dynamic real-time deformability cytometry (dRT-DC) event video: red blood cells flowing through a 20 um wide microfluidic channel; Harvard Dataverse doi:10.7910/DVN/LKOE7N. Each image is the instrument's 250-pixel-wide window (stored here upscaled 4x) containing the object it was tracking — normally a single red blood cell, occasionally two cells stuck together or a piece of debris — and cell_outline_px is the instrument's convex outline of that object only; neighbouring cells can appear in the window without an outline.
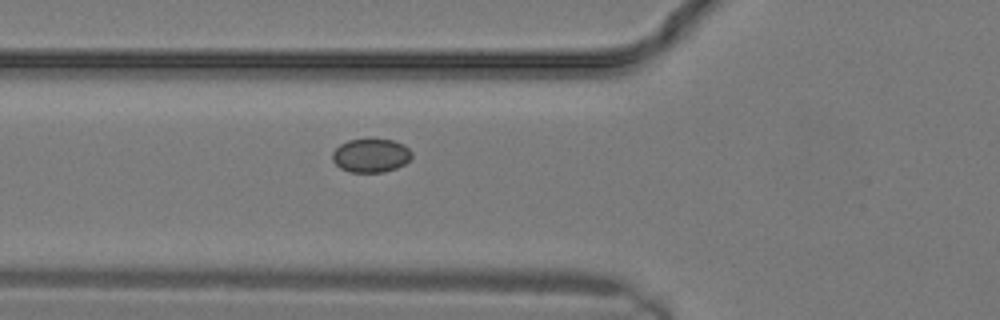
{"species": "common noctule bat (a hibernating species)", "species_latin": "Nyctalus noctula", "temperature_condition": "warm", "stored_images_in_passage": 10, "camera_frame_rate_fps": 3000, "um_per_image_px": 0.085, "animal": {"sex": "male", "body_mass_g": 19.2, "forearm_length_mm": 51.8}, "frame": {"image": 1, "passage_image": 2, "time_ms": 0.333, "image_size_px": [1000, 320], "cell_outline_px": [[412, 156], [404, 164], [396, 168], [384, 172], [352, 172], [340, 168], [332, 160], [332, 152], [340, 144], [348, 140], [368, 136], [392, 140], [404, 144], [412, 152]], "centroid_in_image_um": [31.51, 13.17], "position_along_channel_um": 94.3, "area_um2": 16.07}}
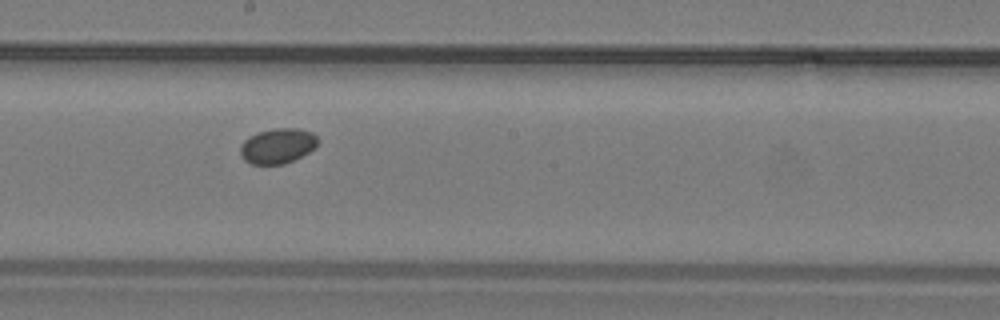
{"frame": {"image": 2, "passage_image": 7, "time_ms": 2.0, "image_size_px": [1000, 320], "cell_outline_px": [[320, 140], [316, 148], [284, 164], [252, 164], [244, 160], [240, 156], [240, 144], [248, 136], [256, 132], [272, 128], [296, 128], [312, 132]], "centroid_in_image_um": [23.58, 12.38], "position_along_channel_um": 224.6, "area_um2": 16.13}}
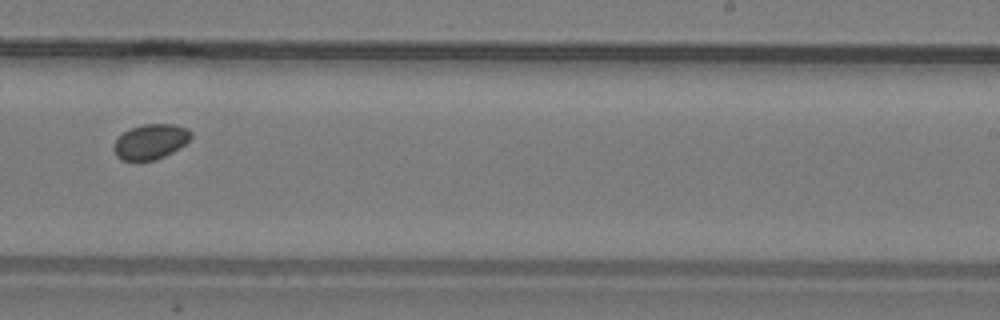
{"frame": {"image": 3, "passage_image": 9, "time_ms": 2.667, "image_size_px": [1000, 320], "cell_outline_px": [[192, 136], [184, 144], [172, 152], [156, 160], [120, 160], [116, 156], [112, 148], [116, 140], [124, 132], [132, 128], [144, 124], [176, 124], [188, 128], [192, 132]], "centroid_in_image_um": [12.8, 12.04], "position_along_channel_um": 276.2, "area_um2": 15.72}}